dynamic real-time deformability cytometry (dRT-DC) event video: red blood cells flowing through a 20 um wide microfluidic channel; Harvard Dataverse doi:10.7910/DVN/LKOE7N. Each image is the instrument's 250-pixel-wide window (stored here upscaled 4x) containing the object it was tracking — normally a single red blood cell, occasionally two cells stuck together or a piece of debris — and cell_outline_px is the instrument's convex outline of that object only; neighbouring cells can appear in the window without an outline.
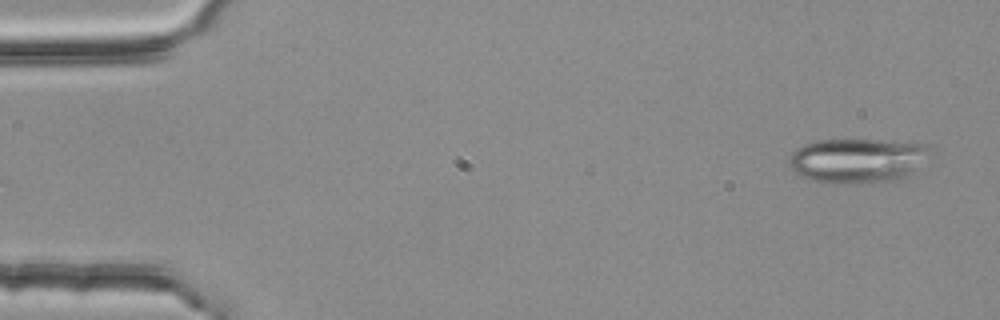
{"species": "common noctule bat (a hibernating species)", "species_latin": "Nyctalus noctula", "temperature_condition": "room temperature", "stored_images_in_passage": 4, "camera_frame_rate_fps": 3000, "um_per_image_px": 0.085, "animal": {"sex": "female", "body_mass_g": 25.1}, "frame": {"image": 1, "passage_image": 4, "time_ms": 1.0, "image_size_px": [1000, 320], "cell_outline_px": [[928, 148], [912, 180], [844, 184], [832, 184], [800, 176], [788, 164], [788, 156], [796, 148], [804, 144], [816, 140], [880, 140], [928, 144]], "centroid_in_image_um": [72.89, 13.67], "position_along_channel_um": 12.1, "area_um2": 37.17}}